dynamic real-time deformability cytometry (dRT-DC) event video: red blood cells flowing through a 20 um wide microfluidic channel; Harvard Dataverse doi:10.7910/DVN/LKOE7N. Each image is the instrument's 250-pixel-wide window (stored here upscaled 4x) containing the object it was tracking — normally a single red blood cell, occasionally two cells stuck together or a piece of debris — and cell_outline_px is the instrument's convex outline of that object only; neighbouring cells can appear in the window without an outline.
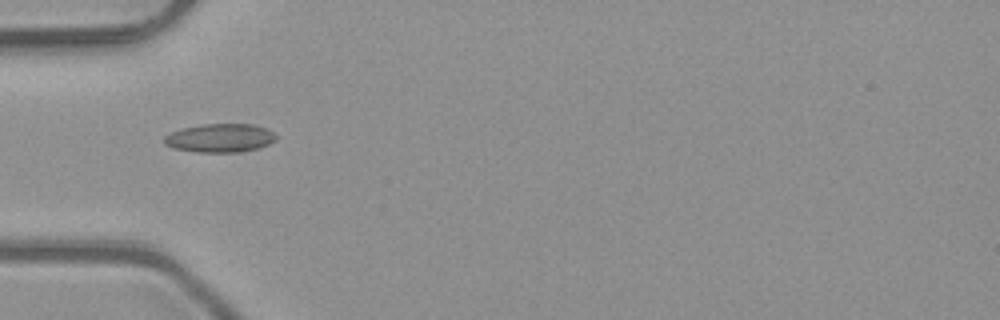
{"species": "common noctule bat (a hibernating species)", "species_latin": "Nyctalus noctula", "temperature_condition": "room temperature", "stored_images_in_passage": 5, "camera_frame_rate_fps": 3000, "um_per_image_px": 0.085, "animal": {"sex": "male", "body_mass_g": 23.1, "forearm_length_mm": 52.7}, "frame": {"image": 1, "passage_image": 1, "time_ms": 0.0, "image_size_px": [1000, 320], "cell_outline_px": [[276, 140], [268, 144], [256, 148], [240, 152], [196, 152], [172, 148], [164, 144], [164, 136], [172, 132], [184, 128], [204, 124], [252, 124], [264, 128], [272, 132], [276, 136]], "centroid_in_image_um": [18.67, 11.74], "position_along_channel_um": 66.3, "area_um2": 18.44}}